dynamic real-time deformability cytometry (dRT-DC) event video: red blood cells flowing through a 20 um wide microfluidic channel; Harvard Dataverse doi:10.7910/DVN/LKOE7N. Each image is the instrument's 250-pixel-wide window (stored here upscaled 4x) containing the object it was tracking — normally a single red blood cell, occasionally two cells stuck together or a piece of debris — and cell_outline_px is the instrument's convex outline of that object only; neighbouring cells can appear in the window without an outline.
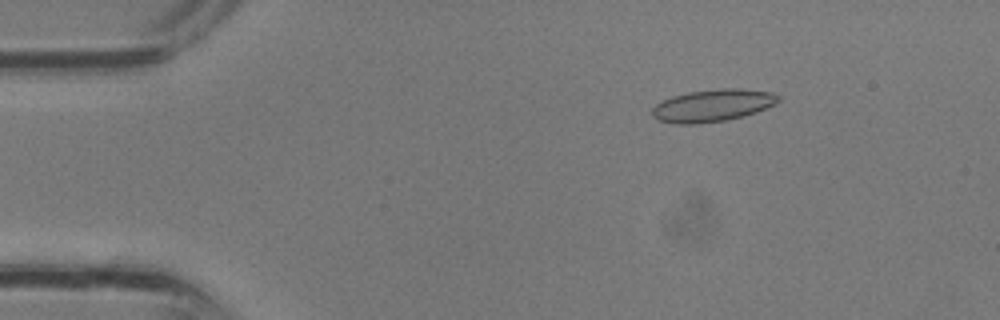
{"species": "common noctule bat (a hibernating species)", "species_latin": "Nyctalus noctula", "temperature_condition": "room temperature", "stored_images_in_passage": 33, "camera_frame_rate_fps": 3000, "um_per_image_px": 0.085, "animal": {"sex": "male", "body_mass_g": 13.3}, "frame": {"image": 1, "passage_image": 5, "time_ms": 1.333, "image_size_px": [1000, 320], "cell_outline_px": [[780, 100], [776, 104], [756, 112], [744, 116], [724, 120], [696, 124], [676, 124], [660, 120], [652, 116], [652, 108], [656, 104], [672, 96], [688, 92], [720, 88], [740, 88], [772, 92], [780, 96]], "centroid_in_image_um": [60.6, 8.96], "position_along_channel_um": 24.4, "area_um2": 23.76}}
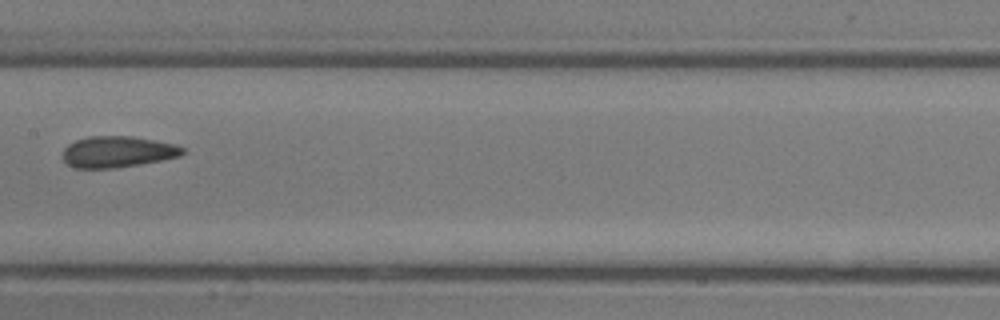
{"frame": {"image": 2, "passage_image": 17, "time_ms": 5.333, "image_size_px": [1000, 320], "cell_outline_px": [[184, 152], [180, 156], [140, 164], [116, 168], [76, 168], [68, 164], [64, 160], [64, 148], [68, 144], [76, 140], [88, 136], [132, 136], [176, 144], [184, 148]], "centroid_in_image_um": [10.0, 12.9], "position_along_channel_um": 197.4, "area_um2": 21.73}}
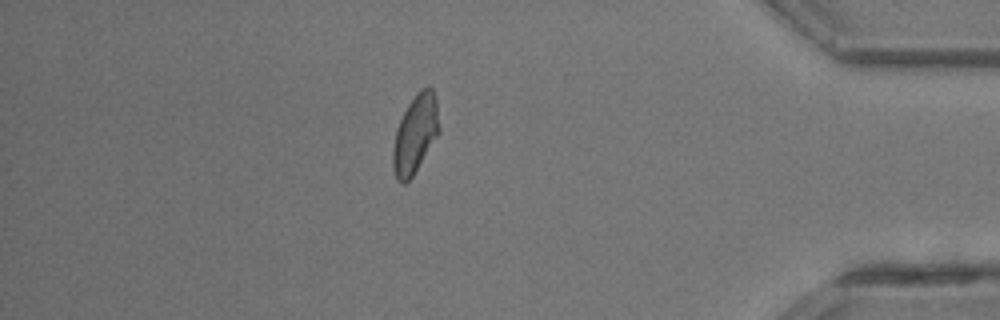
{"frame": {"image": 3, "passage_image": 29, "time_ms": 9.333, "image_size_px": [1000, 320], "cell_outline_px": [[440, 132], [412, 176], [404, 184], [400, 184], [396, 180], [392, 168], [392, 152], [396, 132], [400, 120], [408, 104], [416, 92], [420, 88], [432, 88], [436, 100], [440, 128]], "centroid_in_image_um": [35.29, 11.41], "position_along_channel_um": 399.9, "area_um2": 21.04}}